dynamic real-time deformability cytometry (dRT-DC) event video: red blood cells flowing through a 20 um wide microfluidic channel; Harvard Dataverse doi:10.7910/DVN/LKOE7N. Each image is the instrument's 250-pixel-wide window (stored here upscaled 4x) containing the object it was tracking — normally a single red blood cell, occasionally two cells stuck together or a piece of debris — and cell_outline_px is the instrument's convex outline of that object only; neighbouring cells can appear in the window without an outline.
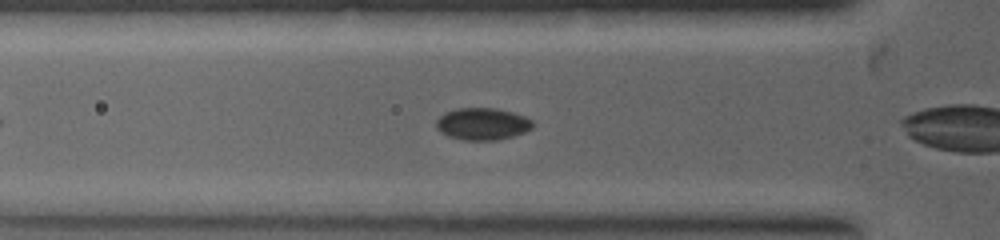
{"species": "common noctule bat (a hibernating species)", "species_latin": "Nyctalus noctula", "temperature_condition": "warm", "stored_images_in_passage": 3, "camera_frame_rate_fps": 5000, "um_per_image_px": 0.085, "animal": {"sex": "female", "body_mass_g": 19.0, "forearm_length_mm": 53.3}, "frame": {"image": 1, "passage_image": 3, "time_ms": 2.0, "image_size_px": [1000, 240], "cell_outline_px": [[536, 124], [532, 128], [524, 132], [512, 136], [496, 140], [464, 140], [448, 136], [440, 132], [436, 128], [436, 120], [444, 112], [456, 108], [496, 108], [512, 112], [524, 116], [532, 120]], "centroid_in_image_um": [41.0, 10.53], "position_along_channel_um": 84.8, "area_um2": 18.15}}